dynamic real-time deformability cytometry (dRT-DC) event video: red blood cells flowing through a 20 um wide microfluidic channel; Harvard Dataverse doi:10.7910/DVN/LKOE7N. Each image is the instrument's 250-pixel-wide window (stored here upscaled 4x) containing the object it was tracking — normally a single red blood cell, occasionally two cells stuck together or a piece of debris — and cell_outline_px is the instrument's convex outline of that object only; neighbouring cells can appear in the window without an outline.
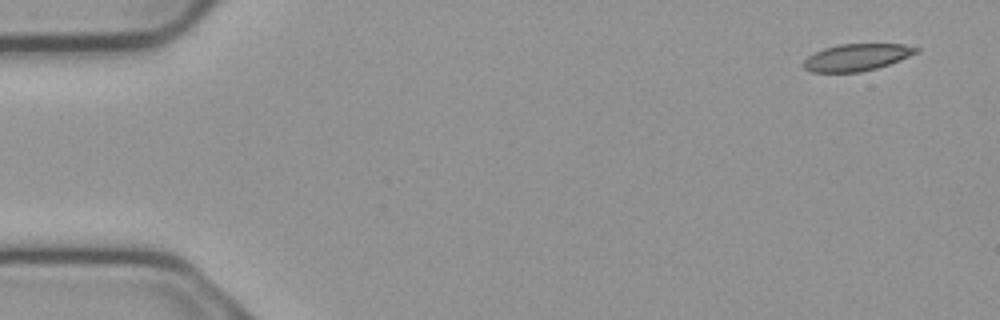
{"species": "common noctule bat (a hibernating species)", "species_latin": "Nyctalus noctula", "temperature_condition": "cold", "stored_images_in_passage": 4, "camera_frame_rate_fps": 3000, "um_per_image_px": 0.085, "animal": {"sex": "male", "body_mass_g": 23.1, "forearm_length_mm": 52.7}, "frame": {"image": 1, "passage_image": 1, "time_ms": 0.0, "image_size_px": [1000, 320], "cell_outline_px": [[920, 52], [900, 60], [876, 68], [860, 72], [812, 72], [804, 68], [804, 60], [808, 56], [824, 48], [840, 44], [904, 44], [920, 48]], "centroid_in_image_um": [72.86, 4.86], "position_along_channel_um": 12.1, "area_um2": 17.63}}
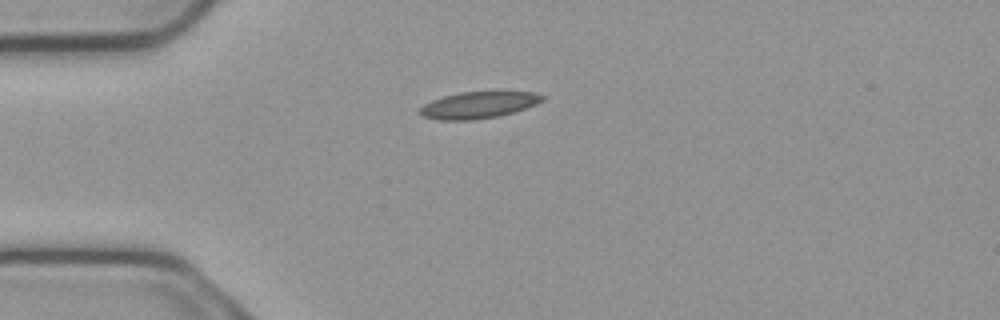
{"frame": {"image": 2, "passage_image": 4, "time_ms": 1.0, "image_size_px": [1000, 320], "cell_outline_px": [[548, 96], [544, 100], [536, 104], [500, 116], [472, 120], [440, 120], [420, 116], [416, 112], [424, 104], [432, 100], [444, 96], [460, 92], [536, 92]], "centroid_in_image_um": [40.65, 8.93], "position_along_channel_um": 44.3, "area_um2": 19.13}}